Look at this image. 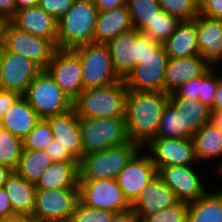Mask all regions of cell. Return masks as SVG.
<instances>
[{
  "label": "cell",
  "mask_w": 222,
  "mask_h": 222,
  "mask_svg": "<svg viewBox=\"0 0 222 222\" xmlns=\"http://www.w3.org/2000/svg\"><path fill=\"white\" fill-rule=\"evenodd\" d=\"M52 163L51 157L44 150H23L16 172L26 181L36 183Z\"/></svg>",
  "instance_id": "31"
},
{
  "label": "cell",
  "mask_w": 222,
  "mask_h": 222,
  "mask_svg": "<svg viewBox=\"0 0 222 222\" xmlns=\"http://www.w3.org/2000/svg\"><path fill=\"white\" fill-rule=\"evenodd\" d=\"M155 138L183 139L189 138L182 131V120L180 112L168 103L161 115L159 128Z\"/></svg>",
  "instance_id": "34"
},
{
  "label": "cell",
  "mask_w": 222,
  "mask_h": 222,
  "mask_svg": "<svg viewBox=\"0 0 222 222\" xmlns=\"http://www.w3.org/2000/svg\"><path fill=\"white\" fill-rule=\"evenodd\" d=\"M23 97L41 118L62 114L73 108V101L53 78L42 70L30 83Z\"/></svg>",
  "instance_id": "8"
},
{
  "label": "cell",
  "mask_w": 222,
  "mask_h": 222,
  "mask_svg": "<svg viewBox=\"0 0 222 222\" xmlns=\"http://www.w3.org/2000/svg\"><path fill=\"white\" fill-rule=\"evenodd\" d=\"M211 66L203 75L199 76V101L209 108L213 105L214 97L218 86V72H214Z\"/></svg>",
  "instance_id": "40"
},
{
  "label": "cell",
  "mask_w": 222,
  "mask_h": 222,
  "mask_svg": "<svg viewBox=\"0 0 222 222\" xmlns=\"http://www.w3.org/2000/svg\"><path fill=\"white\" fill-rule=\"evenodd\" d=\"M98 12H106L126 5L127 0H93Z\"/></svg>",
  "instance_id": "48"
},
{
  "label": "cell",
  "mask_w": 222,
  "mask_h": 222,
  "mask_svg": "<svg viewBox=\"0 0 222 222\" xmlns=\"http://www.w3.org/2000/svg\"><path fill=\"white\" fill-rule=\"evenodd\" d=\"M210 123L222 132V114L219 111L211 113Z\"/></svg>",
  "instance_id": "52"
},
{
  "label": "cell",
  "mask_w": 222,
  "mask_h": 222,
  "mask_svg": "<svg viewBox=\"0 0 222 222\" xmlns=\"http://www.w3.org/2000/svg\"><path fill=\"white\" fill-rule=\"evenodd\" d=\"M139 150L126 167L117 175L124 197L132 204L148 183L157 175V169L147 154L142 155Z\"/></svg>",
  "instance_id": "17"
},
{
  "label": "cell",
  "mask_w": 222,
  "mask_h": 222,
  "mask_svg": "<svg viewBox=\"0 0 222 222\" xmlns=\"http://www.w3.org/2000/svg\"><path fill=\"white\" fill-rule=\"evenodd\" d=\"M134 29L127 5L99 12L94 32V42L106 44L119 34Z\"/></svg>",
  "instance_id": "24"
},
{
  "label": "cell",
  "mask_w": 222,
  "mask_h": 222,
  "mask_svg": "<svg viewBox=\"0 0 222 222\" xmlns=\"http://www.w3.org/2000/svg\"><path fill=\"white\" fill-rule=\"evenodd\" d=\"M113 215V211L86 206L78 201L71 217L74 222H110Z\"/></svg>",
  "instance_id": "39"
},
{
  "label": "cell",
  "mask_w": 222,
  "mask_h": 222,
  "mask_svg": "<svg viewBox=\"0 0 222 222\" xmlns=\"http://www.w3.org/2000/svg\"><path fill=\"white\" fill-rule=\"evenodd\" d=\"M79 201L78 188L36 189L32 216L35 222L71 217Z\"/></svg>",
  "instance_id": "10"
},
{
  "label": "cell",
  "mask_w": 222,
  "mask_h": 222,
  "mask_svg": "<svg viewBox=\"0 0 222 222\" xmlns=\"http://www.w3.org/2000/svg\"><path fill=\"white\" fill-rule=\"evenodd\" d=\"M50 222H74L72 217H67V218H62V219H57V220H53Z\"/></svg>",
  "instance_id": "56"
},
{
  "label": "cell",
  "mask_w": 222,
  "mask_h": 222,
  "mask_svg": "<svg viewBox=\"0 0 222 222\" xmlns=\"http://www.w3.org/2000/svg\"><path fill=\"white\" fill-rule=\"evenodd\" d=\"M210 67L201 56L169 59L164 75V93H173L182 84L203 75Z\"/></svg>",
  "instance_id": "22"
},
{
  "label": "cell",
  "mask_w": 222,
  "mask_h": 222,
  "mask_svg": "<svg viewBox=\"0 0 222 222\" xmlns=\"http://www.w3.org/2000/svg\"><path fill=\"white\" fill-rule=\"evenodd\" d=\"M19 93L0 89V120L11 105L21 97Z\"/></svg>",
  "instance_id": "45"
},
{
  "label": "cell",
  "mask_w": 222,
  "mask_h": 222,
  "mask_svg": "<svg viewBox=\"0 0 222 222\" xmlns=\"http://www.w3.org/2000/svg\"><path fill=\"white\" fill-rule=\"evenodd\" d=\"M16 13V0H0V17L9 22Z\"/></svg>",
  "instance_id": "47"
},
{
  "label": "cell",
  "mask_w": 222,
  "mask_h": 222,
  "mask_svg": "<svg viewBox=\"0 0 222 222\" xmlns=\"http://www.w3.org/2000/svg\"><path fill=\"white\" fill-rule=\"evenodd\" d=\"M42 69L22 55L8 52L3 47L0 54V89L24 95L30 83Z\"/></svg>",
  "instance_id": "14"
},
{
  "label": "cell",
  "mask_w": 222,
  "mask_h": 222,
  "mask_svg": "<svg viewBox=\"0 0 222 222\" xmlns=\"http://www.w3.org/2000/svg\"><path fill=\"white\" fill-rule=\"evenodd\" d=\"M0 218L7 220L16 218L11 208L9 196L3 187L0 188Z\"/></svg>",
  "instance_id": "46"
},
{
  "label": "cell",
  "mask_w": 222,
  "mask_h": 222,
  "mask_svg": "<svg viewBox=\"0 0 222 222\" xmlns=\"http://www.w3.org/2000/svg\"><path fill=\"white\" fill-rule=\"evenodd\" d=\"M74 0H39L38 6L59 20L71 8Z\"/></svg>",
  "instance_id": "41"
},
{
  "label": "cell",
  "mask_w": 222,
  "mask_h": 222,
  "mask_svg": "<svg viewBox=\"0 0 222 222\" xmlns=\"http://www.w3.org/2000/svg\"><path fill=\"white\" fill-rule=\"evenodd\" d=\"M163 46L169 59L200 56L196 18L181 21L173 34L163 43Z\"/></svg>",
  "instance_id": "27"
},
{
  "label": "cell",
  "mask_w": 222,
  "mask_h": 222,
  "mask_svg": "<svg viewBox=\"0 0 222 222\" xmlns=\"http://www.w3.org/2000/svg\"><path fill=\"white\" fill-rule=\"evenodd\" d=\"M3 188L9 196L13 214L16 217L30 218L35 202V183L26 181L16 171H12Z\"/></svg>",
  "instance_id": "23"
},
{
  "label": "cell",
  "mask_w": 222,
  "mask_h": 222,
  "mask_svg": "<svg viewBox=\"0 0 222 222\" xmlns=\"http://www.w3.org/2000/svg\"><path fill=\"white\" fill-rule=\"evenodd\" d=\"M169 103L181 114L182 131L189 137L204 125L210 123V108L199 100L179 98L174 93L169 94Z\"/></svg>",
  "instance_id": "25"
},
{
  "label": "cell",
  "mask_w": 222,
  "mask_h": 222,
  "mask_svg": "<svg viewBox=\"0 0 222 222\" xmlns=\"http://www.w3.org/2000/svg\"><path fill=\"white\" fill-rule=\"evenodd\" d=\"M168 103L169 94L164 92L128 90L124 118L129 140L145 147L154 139Z\"/></svg>",
  "instance_id": "1"
},
{
  "label": "cell",
  "mask_w": 222,
  "mask_h": 222,
  "mask_svg": "<svg viewBox=\"0 0 222 222\" xmlns=\"http://www.w3.org/2000/svg\"><path fill=\"white\" fill-rule=\"evenodd\" d=\"M50 127L54 139L69 151L78 161L82 157L80 117L74 108L59 114L45 118Z\"/></svg>",
  "instance_id": "19"
},
{
  "label": "cell",
  "mask_w": 222,
  "mask_h": 222,
  "mask_svg": "<svg viewBox=\"0 0 222 222\" xmlns=\"http://www.w3.org/2000/svg\"><path fill=\"white\" fill-rule=\"evenodd\" d=\"M169 57L162 45L155 54L149 55L134 66L124 78L128 90L164 92V75Z\"/></svg>",
  "instance_id": "13"
},
{
  "label": "cell",
  "mask_w": 222,
  "mask_h": 222,
  "mask_svg": "<svg viewBox=\"0 0 222 222\" xmlns=\"http://www.w3.org/2000/svg\"><path fill=\"white\" fill-rule=\"evenodd\" d=\"M199 14L222 20V0H199Z\"/></svg>",
  "instance_id": "43"
},
{
  "label": "cell",
  "mask_w": 222,
  "mask_h": 222,
  "mask_svg": "<svg viewBox=\"0 0 222 222\" xmlns=\"http://www.w3.org/2000/svg\"><path fill=\"white\" fill-rule=\"evenodd\" d=\"M45 70L72 101L84 90L80 58L72 49H56Z\"/></svg>",
  "instance_id": "12"
},
{
  "label": "cell",
  "mask_w": 222,
  "mask_h": 222,
  "mask_svg": "<svg viewBox=\"0 0 222 222\" xmlns=\"http://www.w3.org/2000/svg\"><path fill=\"white\" fill-rule=\"evenodd\" d=\"M82 156L129 142L125 118L80 117Z\"/></svg>",
  "instance_id": "6"
},
{
  "label": "cell",
  "mask_w": 222,
  "mask_h": 222,
  "mask_svg": "<svg viewBox=\"0 0 222 222\" xmlns=\"http://www.w3.org/2000/svg\"><path fill=\"white\" fill-rule=\"evenodd\" d=\"M134 29L140 30L161 10L158 0H127Z\"/></svg>",
  "instance_id": "35"
},
{
  "label": "cell",
  "mask_w": 222,
  "mask_h": 222,
  "mask_svg": "<svg viewBox=\"0 0 222 222\" xmlns=\"http://www.w3.org/2000/svg\"><path fill=\"white\" fill-rule=\"evenodd\" d=\"M9 220H7V219H2V218H0V222H8Z\"/></svg>",
  "instance_id": "58"
},
{
  "label": "cell",
  "mask_w": 222,
  "mask_h": 222,
  "mask_svg": "<svg viewBox=\"0 0 222 222\" xmlns=\"http://www.w3.org/2000/svg\"><path fill=\"white\" fill-rule=\"evenodd\" d=\"M128 89L124 79L111 85L84 89L73 101L79 117L124 118Z\"/></svg>",
  "instance_id": "3"
},
{
  "label": "cell",
  "mask_w": 222,
  "mask_h": 222,
  "mask_svg": "<svg viewBox=\"0 0 222 222\" xmlns=\"http://www.w3.org/2000/svg\"><path fill=\"white\" fill-rule=\"evenodd\" d=\"M78 162H53L35 183L36 189L78 188Z\"/></svg>",
  "instance_id": "28"
},
{
  "label": "cell",
  "mask_w": 222,
  "mask_h": 222,
  "mask_svg": "<svg viewBox=\"0 0 222 222\" xmlns=\"http://www.w3.org/2000/svg\"><path fill=\"white\" fill-rule=\"evenodd\" d=\"M79 201L86 206L119 213L131 208L116 179L78 181Z\"/></svg>",
  "instance_id": "11"
},
{
  "label": "cell",
  "mask_w": 222,
  "mask_h": 222,
  "mask_svg": "<svg viewBox=\"0 0 222 222\" xmlns=\"http://www.w3.org/2000/svg\"><path fill=\"white\" fill-rule=\"evenodd\" d=\"M12 173L8 167L0 165V188L6 183L7 177Z\"/></svg>",
  "instance_id": "53"
},
{
  "label": "cell",
  "mask_w": 222,
  "mask_h": 222,
  "mask_svg": "<svg viewBox=\"0 0 222 222\" xmlns=\"http://www.w3.org/2000/svg\"><path fill=\"white\" fill-rule=\"evenodd\" d=\"M17 29L50 40L57 48L58 20L41 7L34 6L16 10L9 21Z\"/></svg>",
  "instance_id": "18"
},
{
  "label": "cell",
  "mask_w": 222,
  "mask_h": 222,
  "mask_svg": "<svg viewBox=\"0 0 222 222\" xmlns=\"http://www.w3.org/2000/svg\"><path fill=\"white\" fill-rule=\"evenodd\" d=\"M174 192L156 175L131 204L137 216H148L177 203Z\"/></svg>",
  "instance_id": "21"
},
{
  "label": "cell",
  "mask_w": 222,
  "mask_h": 222,
  "mask_svg": "<svg viewBox=\"0 0 222 222\" xmlns=\"http://www.w3.org/2000/svg\"><path fill=\"white\" fill-rule=\"evenodd\" d=\"M192 140L198 162L222 156V132L211 123L200 128Z\"/></svg>",
  "instance_id": "30"
},
{
  "label": "cell",
  "mask_w": 222,
  "mask_h": 222,
  "mask_svg": "<svg viewBox=\"0 0 222 222\" xmlns=\"http://www.w3.org/2000/svg\"><path fill=\"white\" fill-rule=\"evenodd\" d=\"M180 22L175 16L160 10L139 32L163 44L173 34Z\"/></svg>",
  "instance_id": "32"
},
{
  "label": "cell",
  "mask_w": 222,
  "mask_h": 222,
  "mask_svg": "<svg viewBox=\"0 0 222 222\" xmlns=\"http://www.w3.org/2000/svg\"><path fill=\"white\" fill-rule=\"evenodd\" d=\"M110 222H140V220L133 209L130 208L123 212L114 213Z\"/></svg>",
  "instance_id": "49"
},
{
  "label": "cell",
  "mask_w": 222,
  "mask_h": 222,
  "mask_svg": "<svg viewBox=\"0 0 222 222\" xmlns=\"http://www.w3.org/2000/svg\"><path fill=\"white\" fill-rule=\"evenodd\" d=\"M8 222H35V221L29 217H16L10 219Z\"/></svg>",
  "instance_id": "55"
},
{
  "label": "cell",
  "mask_w": 222,
  "mask_h": 222,
  "mask_svg": "<svg viewBox=\"0 0 222 222\" xmlns=\"http://www.w3.org/2000/svg\"><path fill=\"white\" fill-rule=\"evenodd\" d=\"M72 50L80 58L84 89L104 87L122 80L113 68L106 44L92 42Z\"/></svg>",
  "instance_id": "7"
},
{
  "label": "cell",
  "mask_w": 222,
  "mask_h": 222,
  "mask_svg": "<svg viewBox=\"0 0 222 222\" xmlns=\"http://www.w3.org/2000/svg\"><path fill=\"white\" fill-rule=\"evenodd\" d=\"M187 210L188 203L178 201L152 215L138 216V218L140 222H187Z\"/></svg>",
  "instance_id": "38"
},
{
  "label": "cell",
  "mask_w": 222,
  "mask_h": 222,
  "mask_svg": "<svg viewBox=\"0 0 222 222\" xmlns=\"http://www.w3.org/2000/svg\"><path fill=\"white\" fill-rule=\"evenodd\" d=\"M2 47L12 53L24 56L36 63L42 70L51 61L56 46L48 39L21 31L7 22L3 31Z\"/></svg>",
  "instance_id": "9"
},
{
  "label": "cell",
  "mask_w": 222,
  "mask_h": 222,
  "mask_svg": "<svg viewBox=\"0 0 222 222\" xmlns=\"http://www.w3.org/2000/svg\"><path fill=\"white\" fill-rule=\"evenodd\" d=\"M6 23L7 21L4 18L0 17V45H2L3 42V31Z\"/></svg>",
  "instance_id": "54"
},
{
  "label": "cell",
  "mask_w": 222,
  "mask_h": 222,
  "mask_svg": "<svg viewBox=\"0 0 222 222\" xmlns=\"http://www.w3.org/2000/svg\"><path fill=\"white\" fill-rule=\"evenodd\" d=\"M140 149V145L129 141L98 153L82 156L78 160V181L116 179Z\"/></svg>",
  "instance_id": "4"
},
{
  "label": "cell",
  "mask_w": 222,
  "mask_h": 222,
  "mask_svg": "<svg viewBox=\"0 0 222 222\" xmlns=\"http://www.w3.org/2000/svg\"><path fill=\"white\" fill-rule=\"evenodd\" d=\"M98 13L93 0H74L58 20L57 49H74L94 42Z\"/></svg>",
  "instance_id": "2"
},
{
  "label": "cell",
  "mask_w": 222,
  "mask_h": 222,
  "mask_svg": "<svg viewBox=\"0 0 222 222\" xmlns=\"http://www.w3.org/2000/svg\"><path fill=\"white\" fill-rule=\"evenodd\" d=\"M39 0H16V10L38 6Z\"/></svg>",
  "instance_id": "51"
},
{
  "label": "cell",
  "mask_w": 222,
  "mask_h": 222,
  "mask_svg": "<svg viewBox=\"0 0 222 222\" xmlns=\"http://www.w3.org/2000/svg\"><path fill=\"white\" fill-rule=\"evenodd\" d=\"M161 10L180 21L194 20L199 15V0H158Z\"/></svg>",
  "instance_id": "36"
},
{
  "label": "cell",
  "mask_w": 222,
  "mask_h": 222,
  "mask_svg": "<svg viewBox=\"0 0 222 222\" xmlns=\"http://www.w3.org/2000/svg\"><path fill=\"white\" fill-rule=\"evenodd\" d=\"M196 28L200 56L210 66H215L216 63L221 64L222 20L199 14L196 17Z\"/></svg>",
  "instance_id": "20"
},
{
  "label": "cell",
  "mask_w": 222,
  "mask_h": 222,
  "mask_svg": "<svg viewBox=\"0 0 222 222\" xmlns=\"http://www.w3.org/2000/svg\"><path fill=\"white\" fill-rule=\"evenodd\" d=\"M193 165L165 166L157 168V175L174 192L178 201L192 202L207 191L204 183L193 170Z\"/></svg>",
  "instance_id": "16"
},
{
  "label": "cell",
  "mask_w": 222,
  "mask_h": 222,
  "mask_svg": "<svg viewBox=\"0 0 222 222\" xmlns=\"http://www.w3.org/2000/svg\"><path fill=\"white\" fill-rule=\"evenodd\" d=\"M145 147L148 148L156 169L165 166L195 165V162L198 164L192 138H154Z\"/></svg>",
  "instance_id": "15"
},
{
  "label": "cell",
  "mask_w": 222,
  "mask_h": 222,
  "mask_svg": "<svg viewBox=\"0 0 222 222\" xmlns=\"http://www.w3.org/2000/svg\"><path fill=\"white\" fill-rule=\"evenodd\" d=\"M44 151L53 162H78L56 139H53Z\"/></svg>",
  "instance_id": "42"
},
{
  "label": "cell",
  "mask_w": 222,
  "mask_h": 222,
  "mask_svg": "<svg viewBox=\"0 0 222 222\" xmlns=\"http://www.w3.org/2000/svg\"><path fill=\"white\" fill-rule=\"evenodd\" d=\"M162 45L149 36L141 34L137 29L119 34L106 43L113 68L122 79L135 65L141 63L142 59L155 54Z\"/></svg>",
  "instance_id": "5"
},
{
  "label": "cell",
  "mask_w": 222,
  "mask_h": 222,
  "mask_svg": "<svg viewBox=\"0 0 222 222\" xmlns=\"http://www.w3.org/2000/svg\"><path fill=\"white\" fill-rule=\"evenodd\" d=\"M222 109V74L218 75V86L214 97L213 105L210 107L211 113Z\"/></svg>",
  "instance_id": "50"
},
{
  "label": "cell",
  "mask_w": 222,
  "mask_h": 222,
  "mask_svg": "<svg viewBox=\"0 0 222 222\" xmlns=\"http://www.w3.org/2000/svg\"><path fill=\"white\" fill-rule=\"evenodd\" d=\"M53 139L54 135L48 121L41 118L34 129L22 140L23 150L43 151Z\"/></svg>",
  "instance_id": "37"
},
{
  "label": "cell",
  "mask_w": 222,
  "mask_h": 222,
  "mask_svg": "<svg viewBox=\"0 0 222 222\" xmlns=\"http://www.w3.org/2000/svg\"><path fill=\"white\" fill-rule=\"evenodd\" d=\"M187 222H222V189L189 202Z\"/></svg>",
  "instance_id": "29"
},
{
  "label": "cell",
  "mask_w": 222,
  "mask_h": 222,
  "mask_svg": "<svg viewBox=\"0 0 222 222\" xmlns=\"http://www.w3.org/2000/svg\"><path fill=\"white\" fill-rule=\"evenodd\" d=\"M173 93L179 98L199 100V77L182 84Z\"/></svg>",
  "instance_id": "44"
},
{
  "label": "cell",
  "mask_w": 222,
  "mask_h": 222,
  "mask_svg": "<svg viewBox=\"0 0 222 222\" xmlns=\"http://www.w3.org/2000/svg\"><path fill=\"white\" fill-rule=\"evenodd\" d=\"M40 120L41 117L29 105L27 100L21 96L4 113L3 118L0 120V127L23 140Z\"/></svg>",
  "instance_id": "26"
},
{
  "label": "cell",
  "mask_w": 222,
  "mask_h": 222,
  "mask_svg": "<svg viewBox=\"0 0 222 222\" xmlns=\"http://www.w3.org/2000/svg\"><path fill=\"white\" fill-rule=\"evenodd\" d=\"M22 151V140L0 127V165L16 171Z\"/></svg>",
  "instance_id": "33"
},
{
  "label": "cell",
  "mask_w": 222,
  "mask_h": 222,
  "mask_svg": "<svg viewBox=\"0 0 222 222\" xmlns=\"http://www.w3.org/2000/svg\"><path fill=\"white\" fill-rule=\"evenodd\" d=\"M218 167H217V170H218V172H216V173H221L220 174V176H222V161L220 162V165H217Z\"/></svg>",
  "instance_id": "57"
}]
</instances>
